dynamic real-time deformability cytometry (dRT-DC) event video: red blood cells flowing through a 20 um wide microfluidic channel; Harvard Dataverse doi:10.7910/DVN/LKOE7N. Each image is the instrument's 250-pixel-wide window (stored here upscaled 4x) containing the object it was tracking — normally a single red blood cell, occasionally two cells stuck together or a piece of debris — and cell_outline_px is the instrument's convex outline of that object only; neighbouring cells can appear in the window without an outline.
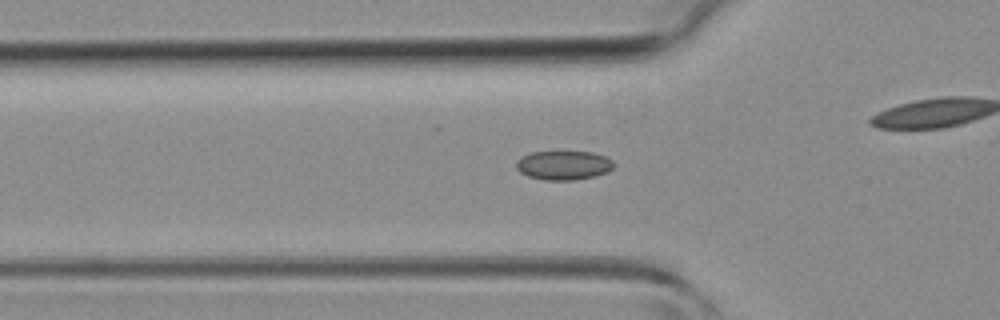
{"species": "common noctule bat (a hibernating species)", "species_latin": "Nyctalus noctula", "temperature_condition": "room temperature", "stored_images_in_passage": 27, "camera_frame_rate_fps": 3000, "um_per_image_px": 0.085, "animal": {"sex": "female", "body_mass_g": 19.3, "forearm_length_mm": 54.1}, "frame": {"image": 1, "passage_image": 8, "time_ms": 2.333, "image_size_px": [1000, 320], "cell_outline_px": [[616, 164], [608, 172], [596, 176], [576, 180], [544, 180], [528, 176], [520, 172], [516, 168], [516, 160], [520, 156], [532, 152], [592, 152], [604, 156], [612, 160]], "centroid_in_image_um": [47.9, 14.05], "position_along_channel_um": 77.9, "area_um2": 16.7}}
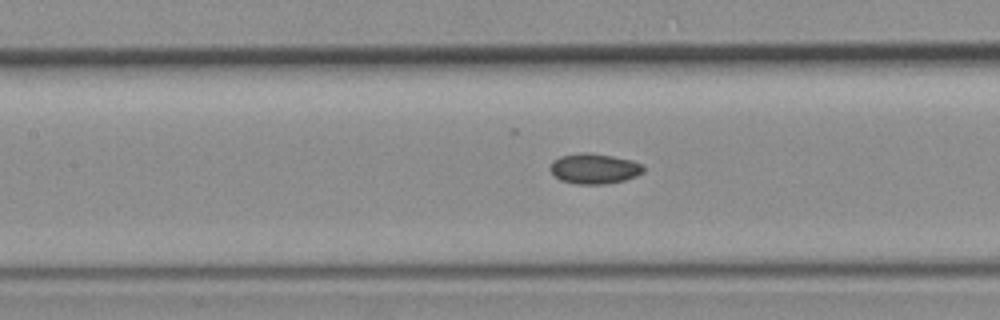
{"frame": {"image": 2, "passage_image": 13, "time_ms": 4.0, "image_size_px": [1000, 320], "cell_outline_px": [[644, 172], [636, 176], [624, 180], [608, 184], [576, 184], [560, 180], [548, 168], [552, 160], [560, 156], [580, 152], [588, 152], [612, 156], [632, 160], [644, 164]], "centroid_in_image_um": [50.51, 14.33], "position_along_channel_um": 156.9, "area_um2": 16.7}}
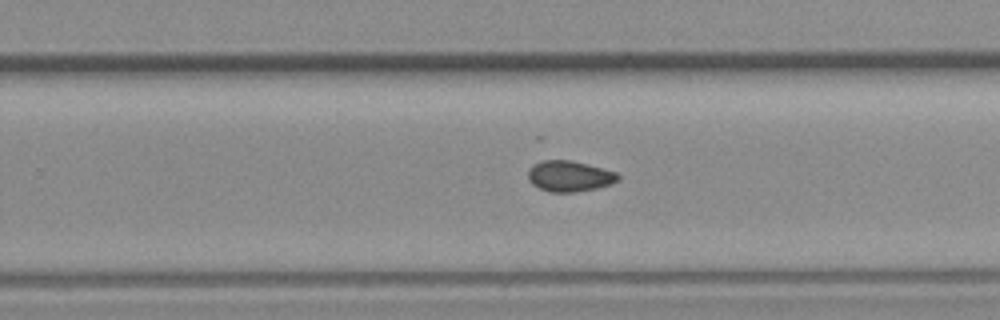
{"frame": {"image": 3, "passage_image": 21, "time_ms": 6.667, "image_size_px": [1000, 320], "cell_outline_px": [[620, 176], [612, 184], [596, 188], [572, 192], [552, 192], [540, 188], [532, 184], [528, 180], [528, 168], [532, 164], [540, 160], [572, 160], [588, 164], [616, 172]], "centroid_in_image_um": [48.36, 14.95], "position_along_channel_um": 281.4, "area_um2": 16.18}}